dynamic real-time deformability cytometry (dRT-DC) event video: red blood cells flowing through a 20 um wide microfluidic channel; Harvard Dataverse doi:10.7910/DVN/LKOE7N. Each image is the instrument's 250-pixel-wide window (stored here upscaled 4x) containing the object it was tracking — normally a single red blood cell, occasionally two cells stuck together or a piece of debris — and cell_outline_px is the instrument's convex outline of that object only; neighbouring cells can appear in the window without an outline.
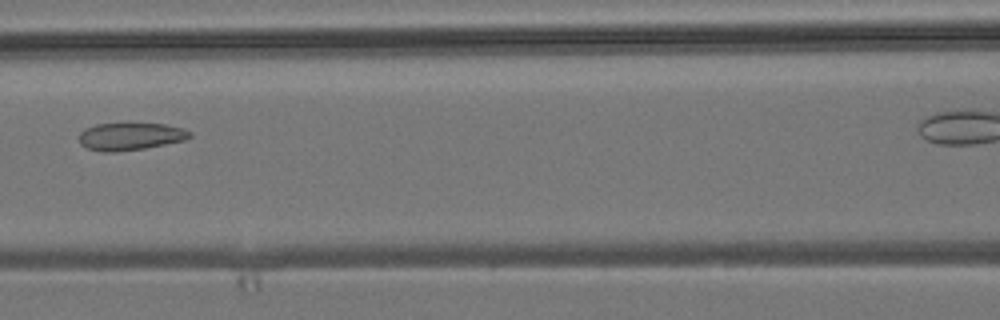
{"species": "common noctule bat (a hibernating species)", "species_latin": "Nyctalus noctula", "temperature_condition": "room temperature", "stored_images_in_passage": 6, "camera_frame_rate_fps": 3000, "um_per_image_px": 0.085, "animal": {"sex": "male", "body_mass_g": 19.2, "forearm_length_mm": 51.8}, "frame": {"image": 1, "passage_image": 3, "time_ms": 2.333, "image_size_px": [1000, 320], "cell_outline_px": [[192, 136], [184, 140], [144, 148], [116, 152], [104, 152], [88, 148], [80, 144], [80, 132], [84, 128], [96, 124], [164, 124], [184, 128], [192, 132]], "centroid_in_image_um": [11.08, 11.59], "position_along_channel_um": 155.5, "area_um2": 17.57}}
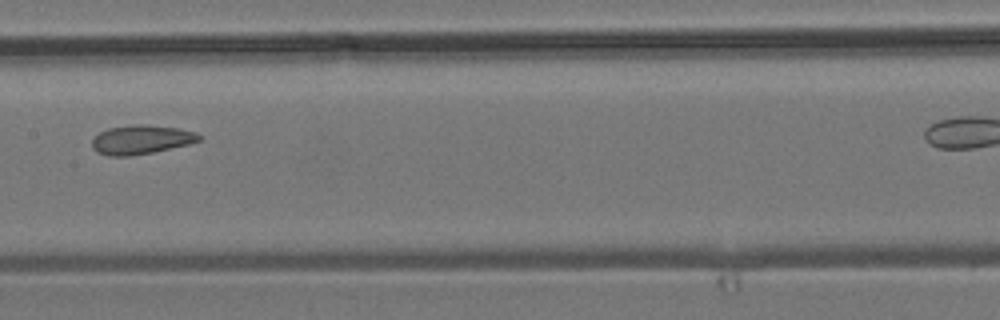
{"frame": {"image": 2, "passage_image": 4, "time_ms": 3.333, "image_size_px": [1000, 320], "cell_outline_px": [[200, 140], [188, 144], [152, 152], [128, 156], [108, 156], [96, 152], [92, 148], [92, 140], [100, 132], [108, 128], [136, 124], [144, 124], [176, 128], [196, 132], [200, 136]], "centroid_in_image_um": [11.96, 11.87], "position_along_channel_um": 195.4, "area_um2": 17.92}}